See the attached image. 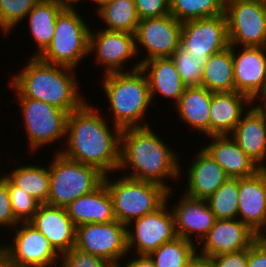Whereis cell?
<instances>
[{"label": "cell", "instance_id": "44dd1931", "mask_svg": "<svg viewBox=\"0 0 266 267\" xmlns=\"http://www.w3.org/2000/svg\"><path fill=\"white\" fill-rule=\"evenodd\" d=\"M253 104L230 134L240 149L261 169H266V120Z\"/></svg>", "mask_w": 266, "mask_h": 267}, {"label": "cell", "instance_id": "5b68a950", "mask_svg": "<svg viewBox=\"0 0 266 267\" xmlns=\"http://www.w3.org/2000/svg\"><path fill=\"white\" fill-rule=\"evenodd\" d=\"M105 175V183L112 199L117 221L128 225L132 220L153 213L167 201L168 189L160 184L120 176ZM112 179L114 181H112Z\"/></svg>", "mask_w": 266, "mask_h": 267}, {"label": "cell", "instance_id": "8d00e7d4", "mask_svg": "<svg viewBox=\"0 0 266 267\" xmlns=\"http://www.w3.org/2000/svg\"><path fill=\"white\" fill-rule=\"evenodd\" d=\"M7 187L15 219L19 223L29 222L40 204L29 194H26V192L17 187L8 177Z\"/></svg>", "mask_w": 266, "mask_h": 267}, {"label": "cell", "instance_id": "9c48e42d", "mask_svg": "<svg viewBox=\"0 0 266 267\" xmlns=\"http://www.w3.org/2000/svg\"><path fill=\"white\" fill-rule=\"evenodd\" d=\"M15 228L13 242L0 247L7 267H57L60 255L39 230L29 222Z\"/></svg>", "mask_w": 266, "mask_h": 267}, {"label": "cell", "instance_id": "816d5d0a", "mask_svg": "<svg viewBox=\"0 0 266 267\" xmlns=\"http://www.w3.org/2000/svg\"><path fill=\"white\" fill-rule=\"evenodd\" d=\"M254 1H261V2L266 3V0H254Z\"/></svg>", "mask_w": 266, "mask_h": 267}, {"label": "cell", "instance_id": "4316f807", "mask_svg": "<svg viewBox=\"0 0 266 267\" xmlns=\"http://www.w3.org/2000/svg\"><path fill=\"white\" fill-rule=\"evenodd\" d=\"M213 92L202 86L186 87L174 105L179 119L189 124L195 131L209 137V116Z\"/></svg>", "mask_w": 266, "mask_h": 267}, {"label": "cell", "instance_id": "9a60e30c", "mask_svg": "<svg viewBox=\"0 0 266 267\" xmlns=\"http://www.w3.org/2000/svg\"><path fill=\"white\" fill-rule=\"evenodd\" d=\"M180 45L196 58H209L229 47L225 13L182 22Z\"/></svg>", "mask_w": 266, "mask_h": 267}, {"label": "cell", "instance_id": "4dcf8cb0", "mask_svg": "<svg viewBox=\"0 0 266 267\" xmlns=\"http://www.w3.org/2000/svg\"><path fill=\"white\" fill-rule=\"evenodd\" d=\"M96 14L106 24L102 27L110 31L135 34L140 21L134 0H114L104 5Z\"/></svg>", "mask_w": 266, "mask_h": 267}, {"label": "cell", "instance_id": "ee69618b", "mask_svg": "<svg viewBox=\"0 0 266 267\" xmlns=\"http://www.w3.org/2000/svg\"><path fill=\"white\" fill-rule=\"evenodd\" d=\"M186 267H213L211 260L196 254Z\"/></svg>", "mask_w": 266, "mask_h": 267}, {"label": "cell", "instance_id": "f6af8a7d", "mask_svg": "<svg viewBox=\"0 0 266 267\" xmlns=\"http://www.w3.org/2000/svg\"><path fill=\"white\" fill-rule=\"evenodd\" d=\"M259 100H261V101H260L261 104L258 102V104L255 105V106H256V107L259 109V111L264 115L265 120H266V95H262V96H260L259 98H257V99H256V102L259 101Z\"/></svg>", "mask_w": 266, "mask_h": 267}, {"label": "cell", "instance_id": "60d3db41", "mask_svg": "<svg viewBox=\"0 0 266 267\" xmlns=\"http://www.w3.org/2000/svg\"><path fill=\"white\" fill-rule=\"evenodd\" d=\"M213 267H247L248 249L209 257Z\"/></svg>", "mask_w": 266, "mask_h": 267}, {"label": "cell", "instance_id": "1f68e13d", "mask_svg": "<svg viewBox=\"0 0 266 267\" xmlns=\"http://www.w3.org/2000/svg\"><path fill=\"white\" fill-rule=\"evenodd\" d=\"M196 244L181 237L162 244L149 256L156 267H186L197 254Z\"/></svg>", "mask_w": 266, "mask_h": 267}, {"label": "cell", "instance_id": "d4e9b609", "mask_svg": "<svg viewBox=\"0 0 266 267\" xmlns=\"http://www.w3.org/2000/svg\"><path fill=\"white\" fill-rule=\"evenodd\" d=\"M208 138L211 139L210 143L202 147L229 177H248L261 169L240 149L230 135Z\"/></svg>", "mask_w": 266, "mask_h": 267}, {"label": "cell", "instance_id": "603a6c76", "mask_svg": "<svg viewBox=\"0 0 266 267\" xmlns=\"http://www.w3.org/2000/svg\"><path fill=\"white\" fill-rule=\"evenodd\" d=\"M195 155L196 158L187 168V188L184 194L206 200L229 176L204 148H200Z\"/></svg>", "mask_w": 266, "mask_h": 267}, {"label": "cell", "instance_id": "3957f363", "mask_svg": "<svg viewBox=\"0 0 266 267\" xmlns=\"http://www.w3.org/2000/svg\"><path fill=\"white\" fill-rule=\"evenodd\" d=\"M27 61L9 83L24 98L46 102L69 114L86 102L74 68L47 63L39 57Z\"/></svg>", "mask_w": 266, "mask_h": 267}, {"label": "cell", "instance_id": "7a4b0ae2", "mask_svg": "<svg viewBox=\"0 0 266 267\" xmlns=\"http://www.w3.org/2000/svg\"><path fill=\"white\" fill-rule=\"evenodd\" d=\"M179 160L178 153L166 145L150 126L121 130L118 172L124 171L122 175L154 182L172 190L173 187L166 182L169 179L180 181L182 170ZM128 169L133 171L126 173Z\"/></svg>", "mask_w": 266, "mask_h": 267}, {"label": "cell", "instance_id": "ab89813d", "mask_svg": "<svg viewBox=\"0 0 266 267\" xmlns=\"http://www.w3.org/2000/svg\"><path fill=\"white\" fill-rule=\"evenodd\" d=\"M19 222L15 219L10 194L7 187V176L0 175V228L13 227Z\"/></svg>", "mask_w": 266, "mask_h": 267}, {"label": "cell", "instance_id": "277c9868", "mask_svg": "<svg viewBox=\"0 0 266 267\" xmlns=\"http://www.w3.org/2000/svg\"><path fill=\"white\" fill-rule=\"evenodd\" d=\"M102 80L113 125L121 130L150 126L145 122V114L152 101L148 81L141 68L104 74Z\"/></svg>", "mask_w": 266, "mask_h": 267}, {"label": "cell", "instance_id": "74e56055", "mask_svg": "<svg viewBox=\"0 0 266 267\" xmlns=\"http://www.w3.org/2000/svg\"><path fill=\"white\" fill-rule=\"evenodd\" d=\"M60 264V265H59ZM59 267H118L101 257L84 252L75 246L59 257Z\"/></svg>", "mask_w": 266, "mask_h": 267}, {"label": "cell", "instance_id": "7dc6e473", "mask_svg": "<svg viewBox=\"0 0 266 267\" xmlns=\"http://www.w3.org/2000/svg\"><path fill=\"white\" fill-rule=\"evenodd\" d=\"M89 1V0H88ZM92 1H94V3L96 4V5H98L96 8H94V9H96L95 10V12H97L99 9H101L104 5H106V4H108V3H111V2H113L114 0H92Z\"/></svg>", "mask_w": 266, "mask_h": 267}, {"label": "cell", "instance_id": "bcb514c9", "mask_svg": "<svg viewBox=\"0 0 266 267\" xmlns=\"http://www.w3.org/2000/svg\"><path fill=\"white\" fill-rule=\"evenodd\" d=\"M63 8H74L76 3L80 2V0H53ZM82 1V0H81Z\"/></svg>", "mask_w": 266, "mask_h": 267}, {"label": "cell", "instance_id": "30bf717a", "mask_svg": "<svg viewBox=\"0 0 266 267\" xmlns=\"http://www.w3.org/2000/svg\"><path fill=\"white\" fill-rule=\"evenodd\" d=\"M230 46L266 47V3L254 0H226Z\"/></svg>", "mask_w": 266, "mask_h": 267}, {"label": "cell", "instance_id": "836d02e7", "mask_svg": "<svg viewBox=\"0 0 266 267\" xmlns=\"http://www.w3.org/2000/svg\"><path fill=\"white\" fill-rule=\"evenodd\" d=\"M238 177L228 179L206 201L216 219H238Z\"/></svg>", "mask_w": 266, "mask_h": 267}, {"label": "cell", "instance_id": "d6a6232c", "mask_svg": "<svg viewBox=\"0 0 266 267\" xmlns=\"http://www.w3.org/2000/svg\"><path fill=\"white\" fill-rule=\"evenodd\" d=\"M225 6L226 0H170V15L182 23L224 14Z\"/></svg>", "mask_w": 266, "mask_h": 267}, {"label": "cell", "instance_id": "ffe728a7", "mask_svg": "<svg viewBox=\"0 0 266 267\" xmlns=\"http://www.w3.org/2000/svg\"><path fill=\"white\" fill-rule=\"evenodd\" d=\"M29 223L48 239L59 255L76 244V226L66 208L40 204Z\"/></svg>", "mask_w": 266, "mask_h": 267}, {"label": "cell", "instance_id": "e575fe53", "mask_svg": "<svg viewBox=\"0 0 266 267\" xmlns=\"http://www.w3.org/2000/svg\"><path fill=\"white\" fill-rule=\"evenodd\" d=\"M171 59L187 87L202 86L203 67L209 58H196L180 45Z\"/></svg>", "mask_w": 266, "mask_h": 267}, {"label": "cell", "instance_id": "f907efd6", "mask_svg": "<svg viewBox=\"0 0 266 267\" xmlns=\"http://www.w3.org/2000/svg\"><path fill=\"white\" fill-rule=\"evenodd\" d=\"M266 244V237H259Z\"/></svg>", "mask_w": 266, "mask_h": 267}, {"label": "cell", "instance_id": "d590c367", "mask_svg": "<svg viewBox=\"0 0 266 267\" xmlns=\"http://www.w3.org/2000/svg\"><path fill=\"white\" fill-rule=\"evenodd\" d=\"M40 0H0V28L11 34Z\"/></svg>", "mask_w": 266, "mask_h": 267}, {"label": "cell", "instance_id": "8fae6325", "mask_svg": "<svg viewBox=\"0 0 266 267\" xmlns=\"http://www.w3.org/2000/svg\"><path fill=\"white\" fill-rule=\"evenodd\" d=\"M174 189L169 190L166 202L157 211L132 220L127 225L128 253L135 251L136 255H149L162 244L177 237L174 216L168 209L169 197ZM133 226V228H131ZM130 227V228H129ZM134 229V230H133ZM132 230V231H131ZM134 247V249H133Z\"/></svg>", "mask_w": 266, "mask_h": 267}, {"label": "cell", "instance_id": "f35d334b", "mask_svg": "<svg viewBox=\"0 0 266 267\" xmlns=\"http://www.w3.org/2000/svg\"><path fill=\"white\" fill-rule=\"evenodd\" d=\"M134 4L140 20L170 14V0H134Z\"/></svg>", "mask_w": 266, "mask_h": 267}, {"label": "cell", "instance_id": "681fc988", "mask_svg": "<svg viewBox=\"0 0 266 267\" xmlns=\"http://www.w3.org/2000/svg\"><path fill=\"white\" fill-rule=\"evenodd\" d=\"M259 237H266V230Z\"/></svg>", "mask_w": 266, "mask_h": 267}, {"label": "cell", "instance_id": "7bdbcfd3", "mask_svg": "<svg viewBox=\"0 0 266 267\" xmlns=\"http://www.w3.org/2000/svg\"><path fill=\"white\" fill-rule=\"evenodd\" d=\"M137 256V257H136ZM133 259L127 260L125 265L122 267H156L155 263L149 255H136L132 257Z\"/></svg>", "mask_w": 266, "mask_h": 267}, {"label": "cell", "instance_id": "8992f818", "mask_svg": "<svg viewBox=\"0 0 266 267\" xmlns=\"http://www.w3.org/2000/svg\"><path fill=\"white\" fill-rule=\"evenodd\" d=\"M53 153L49 164L50 189L47 205L66 208L103 183L105 175L97 168L67 158L60 152Z\"/></svg>", "mask_w": 266, "mask_h": 267}, {"label": "cell", "instance_id": "ba28073f", "mask_svg": "<svg viewBox=\"0 0 266 267\" xmlns=\"http://www.w3.org/2000/svg\"><path fill=\"white\" fill-rule=\"evenodd\" d=\"M10 86L13 92L16 91L14 96L17 97L20 112L22 111L23 126L31 152L38 151L48 143L54 144V141L62 143V139L66 138L69 113L46 102L24 98L12 85Z\"/></svg>", "mask_w": 266, "mask_h": 267}, {"label": "cell", "instance_id": "7c38bea8", "mask_svg": "<svg viewBox=\"0 0 266 267\" xmlns=\"http://www.w3.org/2000/svg\"><path fill=\"white\" fill-rule=\"evenodd\" d=\"M75 247L121 267L123 262L119 261L129 255L127 225L117 220L80 225L76 227Z\"/></svg>", "mask_w": 266, "mask_h": 267}, {"label": "cell", "instance_id": "484cf974", "mask_svg": "<svg viewBox=\"0 0 266 267\" xmlns=\"http://www.w3.org/2000/svg\"><path fill=\"white\" fill-rule=\"evenodd\" d=\"M66 211L76 227L116 220L112 199L104 182L91 193L71 202Z\"/></svg>", "mask_w": 266, "mask_h": 267}, {"label": "cell", "instance_id": "ac0fdd59", "mask_svg": "<svg viewBox=\"0 0 266 267\" xmlns=\"http://www.w3.org/2000/svg\"><path fill=\"white\" fill-rule=\"evenodd\" d=\"M181 198L173 205L177 237H181L198 245L207 236L216 221L215 214L209 208L205 199H196L182 193ZM195 235L198 240L192 238Z\"/></svg>", "mask_w": 266, "mask_h": 267}, {"label": "cell", "instance_id": "b9f144b4", "mask_svg": "<svg viewBox=\"0 0 266 267\" xmlns=\"http://www.w3.org/2000/svg\"><path fill=\"white\" fill-rule=\"evenodd\" d=\"M247 267H266V244L260 238L248 248Z\"/></svg>", "mask_w": 266, "mask_h": 267}, {"label": "cell", "instance_id": "e0dca14e", "mask_svg": "<svg viewBox=\"0 0 266 267\" xmlns=\"http://www.w3.org/2000/svg\"><path fill=\"white\" fill-rule=\"evenodd\" d=\"M259 236L239 219H216L214 226L198 245L203 257L224 255L248 249ZM200 251V252H199Z\"/></svg>", "mask_w": 266, "mask_h": 267}, {"label": "cell", "instance_id": "4fadbf2b", "mask_svg": "<svg viewBox=\"0 0 266 267\" xmlns=\"http://www.w3.org/2000/svg\"><path fill=\"white\" fill-rule=\"evenodd\" d=\"M96 31L90 30L89 54L95 53L94 62L105 67L103 74L127 72L141 67V63L136 60L132 67L129 66L131 69L129 67H127L128 69L124 68L127 60L130 61L132 58L134 60L138 56L135 34L110 31L103 28Z\"/></svg>", "mask_w": 266, "mask_h": 267}, {"label": "cell", "instance_id": "83f0119b", "mask_svg": "<svg viewBox=\"0 0 266 267\" xmlns=\"http://www.w3.org/2000/svg\"><path fill=\"white\" fill-rule=\"evenodd\" d=\"M63 9L53 0H40L28 13L29 33L38 46L32 57H39L51 43L56 18Z\"/></svg>", "mask_w": 266, "mask_h": 267}, {"label": "cell", "instance_id": "d6986e66", "mask_svg": "<svg viewBox=\"0 0 266 267\" xmlns=\"http://www.w3.org/2000/svg\"><path fill=\"white\" fill-rule=\"evenodd\" d=\"M238 219L260 236L266 230V169L239 178Z\"/></svg>", "mask_w": 266, "mask_h": 267}, {"label": "cell", "instance_id": "f546056e", "mask_svg": "<svg viewBox=\"0 0 266 267\" xmlns=\"http://www.w3.org/2000/svg\"><path fill=\"white\" fill-rule=\"evenodd\" d=\"M24 163L13 168L5 175L22 191L29 194L39 204H46L50 189V172L49 165L46 168L44 165H32Z\"/></svg>", "mask_w": 266, "mask_h": 267}, {"label": "cell", "instance_id": "52a82bcc", "mask_svg": "<svg viewBox=\"0 0 266 267\" xmlns=\"http://www.w3.org/2000/svg\"><path fill=\"white\" fill-rule=\"evenodd\" d=\"M75 8H64L56 18L51 43L39 58L47 63L78 68L89 55L90 25Z\"/></svg>", "mask_w": 266, "mask_h": 267}, {"label": "cell", "instance_id": "7402d4cb", "mask_svg": "<svg viewBox=\"0 0 266 267\" xmlns=\"http://www.w3.org/2000/svg\"><path fill=\"white\" fill-rule=\"evenodd\" d=\"M253 103L249 97L236 91L213 93L210 105L209 136L230 135L248 111L246 108L251 107Z\"/></svg>", "mask_w": 266, "mask_h": 267}, {"label": "cell", "instance_id": "2e32d148", "mask_svg": "<svg viewBox=\"0 0 266 267\" xmlns=\"http://www.w3.org/2000/svg\"><path fill=\"white\" fill-rule=\"evenodd\" d=\"M232 58L235 91L255 103L266 90V47H242L237 51L232 46Z\"/></svg>", "mask_w": 266, "mask_h": 267}, {"label": "cell", "instance_id": "f1b7e54d", "mask_svg": "<svg viewBox=\"0 0 266 267\" xmlns=\"http://www.w3.org/2000/svg\"><path fill=\"white\" fill-rule=\"evenodd\" d=\"M202 87L213 93L235 91L232 46L209 57L203 67Z\"/></svg>", "mask_w": 266, "mask_h": 267}, {"label": "cell", "instance_id": "6da1fadb", "mask_svg": "<svg viewBox=\"0 0 266 267\" xmlns=\"http://www.w3.org/2000/svg\"><path fill=\"white\" fill-rule=\"evenodd\" d=\"M103 114L87 101L71 112L67 121L66 147L58 148L57 152L95 167L104 175H112L118 172L120 162L121 129L116 125L111 128Z\"/></svg>", "mask_w": 266, "mask_h": 267}, {"label": "cell", "instance_id": "c3c4849f", "mask_svg": "<svg viewBox=\"0 0 266 267\" xmlns=\"http://www.w3.org/2000/svg\"><path fill=\"white\" fill-rule=\"evenodd\" d=\"M0 267H7L1 253H0Z\"/></svg>", "mask_w": 266, "mask_h": 267}, {"label": "cell", "instance_id": "5bb4252c", "mask_svg": "<svg viewBox=\"0 0 266 267\" xmlns=\"http://www.w3.org/2000/svg\"><path fill=\"white\" fill-rule=\"evenodd\" d=\"M181 30L182 23L170 14L140 20L135 33L136 52L141 57L139 52L144 49L146 56L139 62L142 64L154 58L171 57L180 46Z\"/></svg>", "mask_w": 266, "mask_h": 267}, {"label": "cell", "instance_id": "cb8c5ba5", "mask_svg": "<svg viewBox=\"0 0 266 267\" xmlns=\"http://www.w3.org/2000/svg\"><path fill=\"white\" fill-rule=\"evenodd\" d=\"M140 68L147 78L152 103L157 94L173 100L174 105L178 102L187 86L171 57L150 59L143 62Z\"/></svg>", "mask_w": 266, "mask_h": 267}]
</instances>
